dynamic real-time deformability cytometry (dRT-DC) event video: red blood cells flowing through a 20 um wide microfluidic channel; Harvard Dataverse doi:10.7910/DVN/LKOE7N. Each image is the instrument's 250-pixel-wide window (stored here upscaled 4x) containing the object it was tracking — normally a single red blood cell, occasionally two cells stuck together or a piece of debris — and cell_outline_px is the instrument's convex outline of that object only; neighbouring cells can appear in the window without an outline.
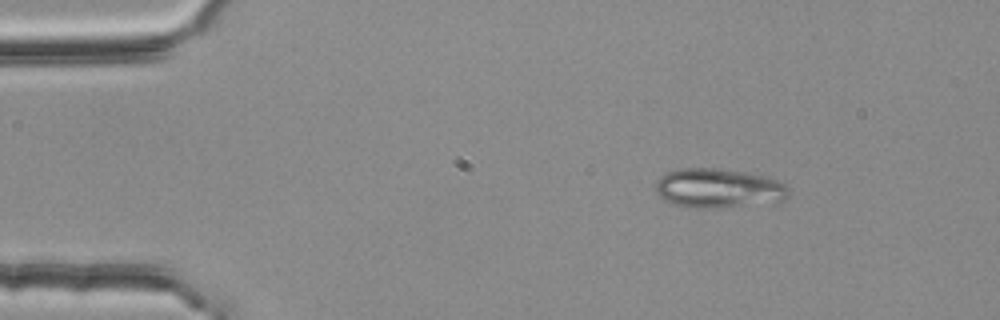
{"species": "common noctule bat (a hibernating species)", "species_latin": "Nyctalus noctula", "temperature_condition": "room temperature", "stored_images_in_passage": 47, "camera_frame_rate_fps": 3000, "um_per_image_px": 0.085, "animal": {"sex": "female", "body_mass_g": 25.1}, "frame": {"image": 1, "passage_image": 1, "time_ms": 0.0, "image_size_px": [1000, 320], "cell_outline_px": [[788, 196], [784, 200], [720, 208], [688, 208], [672, 204], [664, 200], [660, 196], [656, 188], [656, 180], [664, 172], [680, 168], [716, 168], [764, 176], [776, 180], [784, 184], [788, 188]], "centroid_in_image_um": [60.99, 16.0], "position_along_channel_um": 24.0, "area_um2": 30.4}}
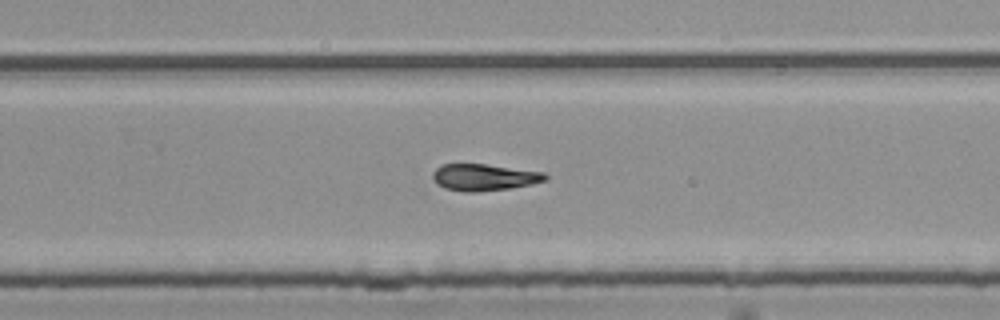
{"frame": {"image": 2, "passage_image": 28, "time_ms": 9.0, "image_size_px": [1000, 320], "cell_outline_px": [[548, 180], [532, 184], [512, 188], [472, 192], [464, 192], [444, 188], [436, 184], [432, 180], [432, 172], [440, 164], [488, 164], [544, 172], [548, 176]], "centroid_in_image_um": [41.14, 15.07], "position_along_channel_um": 288.7, "area_um2": 17.8}}
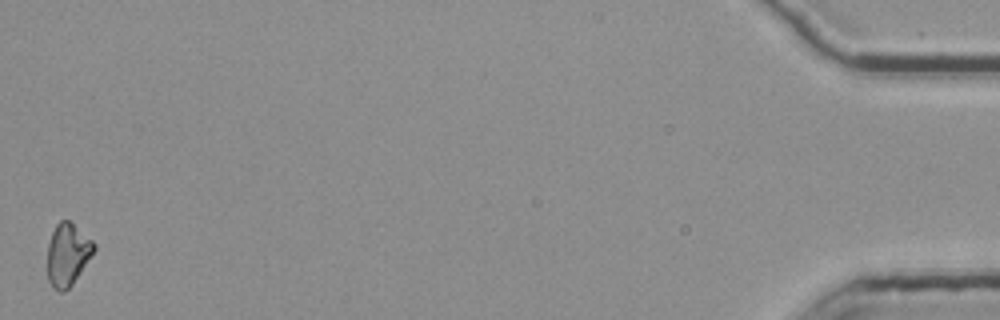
{"frame": {"image": 3, "passage_image": 47, "time_ms": 15.333, "image_size_px": [1000, 320], "cell_outline_px": [[96, 248], [72, 284], [64, 292], [60, 292], [48, 280], [48, 244], [52, 232], [56, 224], [60, 220], [68, 220], [92, 240], [96, 244]], "centroid_in_image_um": [5.74, 21.61], "position_along_channel_um": 429.5, "area_um2": 16.53}, "authors_computed_cell_mechanics": {"area_um2": 17.6868, "velocity_mm_per_s": 3.7751, "shape_relaxation_time_tau1_ms": 7.4474, "shape_relaxation_time_tau2_ms": 4.796, "deformation_change_tau1": 0.1624, "deformation_change_tau2": 0.1283}}